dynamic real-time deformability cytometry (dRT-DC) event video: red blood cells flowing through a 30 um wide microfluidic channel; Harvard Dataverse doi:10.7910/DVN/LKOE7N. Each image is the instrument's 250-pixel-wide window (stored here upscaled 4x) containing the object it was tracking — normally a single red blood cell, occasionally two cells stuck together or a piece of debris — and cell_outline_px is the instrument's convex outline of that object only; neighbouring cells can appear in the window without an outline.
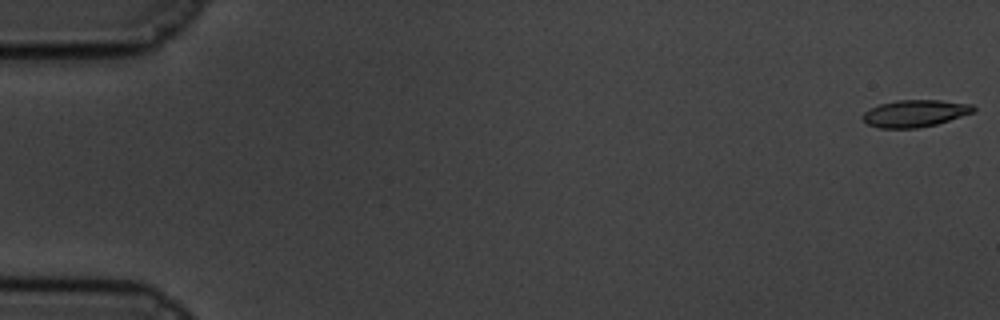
{"species": "common noctule bat (a hibernating species)", "species_latin": "Nyctalus noctula", "temperature_condition": "cold", "stored_images_in_passage": 17, "camera_frame_rate_fps": 3000, "um_per_image_px": 0.085, "animal": {"sex": "male", "body_mass_g": 19.5, "forearm_length_mm": 54.6}, "frame": {"image": 1, "passage_image": 1, "time_ms": 0.0, "image_size_px": [1000, 320], "cell_outline_px": [[976, 112], [936, 124], [916, 128], [880, 128], [868, 124], [860, 116], [868, 108], [880, 104], [896, 100], [940, 100], [972, 104], [976, 108]], "centroid_in_image_um": [77.78, 9.63], "position_along_channel_um": 7.2, "area_um2": 17.57}}
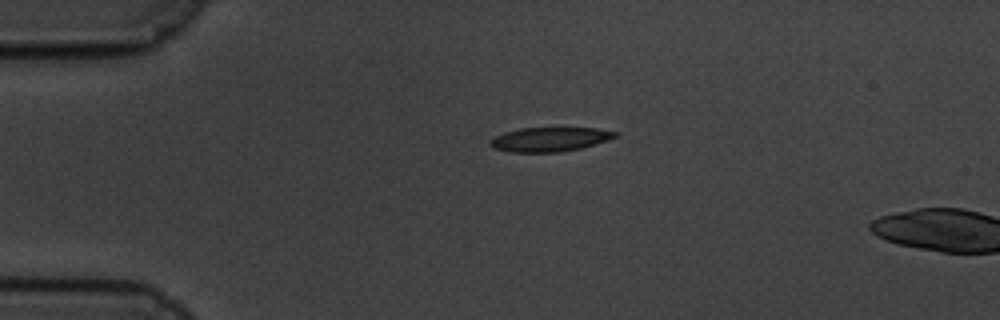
{"frame": {"image": 2, "passage_image": 14, "time_ms": 4.333, "image_size_px": [1000, 320], "cell_outline_px": [[616, 136], [608, 140], [580, 148], [560, 152], [512, 152], [492, 148], [488, 144], [496, 136], [504, 132], [520, 128], [596, 128], [616, 132]], "centroid_in_image_um": [46.69, 11.84], "position_along_channel_um": 38.3, "area_um2": 17.46}}